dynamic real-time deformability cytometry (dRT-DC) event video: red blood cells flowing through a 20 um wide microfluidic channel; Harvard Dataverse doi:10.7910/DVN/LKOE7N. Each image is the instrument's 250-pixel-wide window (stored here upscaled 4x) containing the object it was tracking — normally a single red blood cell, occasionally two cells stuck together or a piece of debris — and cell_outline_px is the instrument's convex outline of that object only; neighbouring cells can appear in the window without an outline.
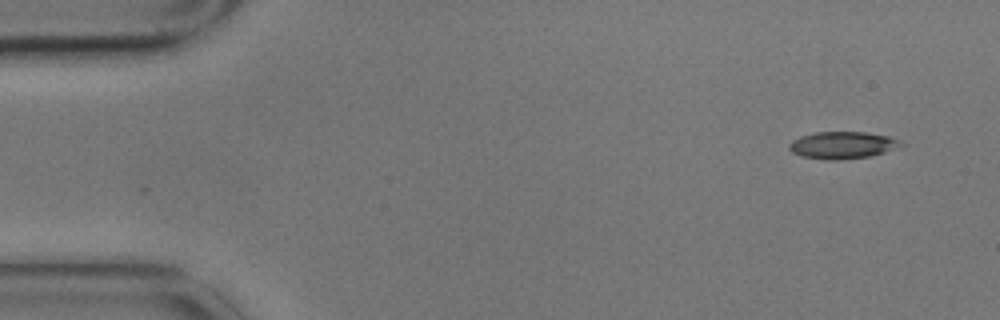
{"species": "common noctule bat (a hibernating species)", "species_latin": "Nyctalus noctula", "temperature_condition": "cold", "stored_images_in_passage": 4, "camera_frame_rate_fps": 3000, "um_per_image_px": 0.085, "animal": {"sex": "male", "body_mass_g": 17.9}, "frame": {"image": 1, "passage_image": 1, "time_ms": 0.0, "image_size_px": [1000, 320], "cell_outline_px": [[904, 144], [884, 152], [872, 156], [840, 160], [828, 160], [800, 156], [792, 152], [788, 148], [788, 144], [792, 140], [800, 136], [816, 132], [868, 132], [888, 136], [900, 140]], "centroid_in_image_um": [71.58, 12.34], "position_along_channel_um": 13.4, "area_um2": 17.74}}
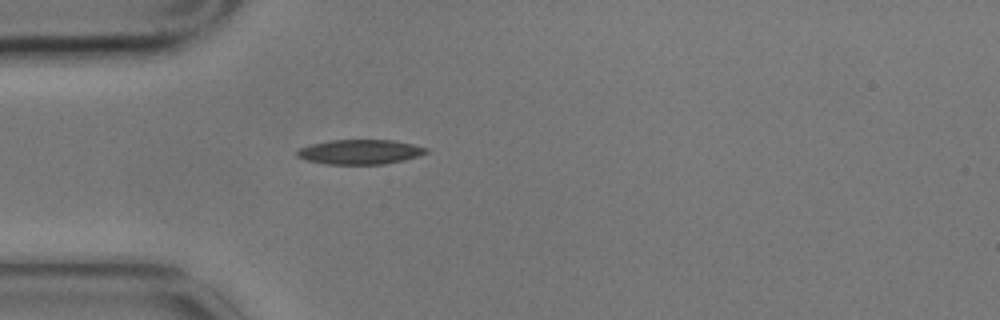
{"frame": {"image": 2, "passage_image": 4, "time_ms": 1.0, "image_size_px": [1000, 320], "cell_outline_px": [[428, 152], [404, 160], [384, 164], [328, 164], [308, 160], [296, 156], [296, 152], [300, 148], [312, 144], [332, 140], [392, 140], [412, 144], [428, 148]], "centroid_in_image_um": [30.61, 12.91], "position_along_channel_um": 54.4, "area_um2": 18.32}}